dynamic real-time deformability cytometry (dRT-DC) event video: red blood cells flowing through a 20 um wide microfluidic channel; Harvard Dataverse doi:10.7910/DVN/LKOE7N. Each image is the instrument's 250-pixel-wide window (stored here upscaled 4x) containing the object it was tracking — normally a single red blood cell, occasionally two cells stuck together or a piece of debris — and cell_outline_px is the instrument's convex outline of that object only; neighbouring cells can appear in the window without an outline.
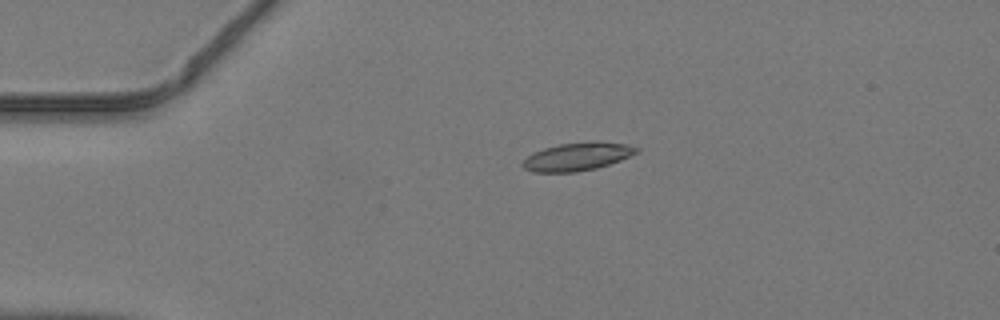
{"species": "common noctule bat (a hibernating species)", "species_latin": "Nyctalus noctula", "temperature_condition": "warm", "stored_images_in_passage": 37, "camera_frame_rate_fps": 3000, "um_per_image_px": 0.085, "animal": {"sex": "male", "body_mass_g": 19.2, "forearm_length_mm": 51.8}, "frame": {"image": 1, "passage_image": 1, "time_ms": 0.0, "image_size_px": [1000, 320], "cell_outline_px": [[640, 152], [620, 160], [596, 168], [576, 172], [532, 172], [524, 168], [520, 164], [532, 152], [544, 148], [560, 144], [596, 140], [628, 144], [640, 148]], "centroid_in_image_um": [49.1, 13.29], "position_along_channel_um": 35.9, "area_um2": 18.84}}
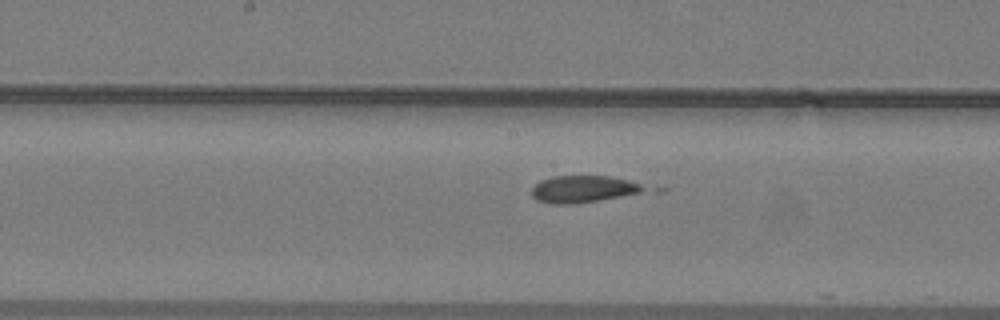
{"frame": {"image": 2, "passage_image": 15, "time_ms": 4.667, "image_size_px": [1000, 320], "cell_outline_px": [[648, 188], [640, 192], [620, 196], [572, 204], [552, 204], [536, 200], [532, 196], [532, 188], [540, 180], [556, 176], [608, 176], [628, 180], [640, 184]], "centroid_in_image_um": [49.52, 16.07], "position_along_channel_um": 198.7, "area_um2": 17.34}}
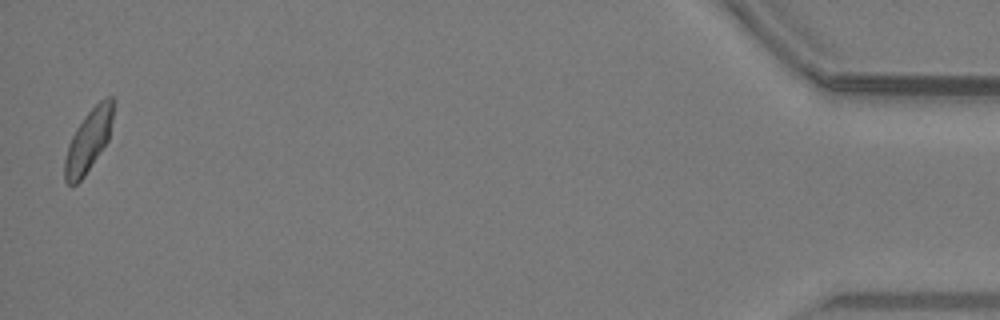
{"frame": {"image": 3, "passage_image": 37, "time_ms": 12.0, "image_size_px": [1000, 320], "cell_outline_px": [[116, 100], [108, 140], [84, 176], [76, 184], [68, 184], [64, 180], [64, 160], [68, 144], [76, 128], [84, 116], [104, 96], [112, 96]], "centroid_in_image_um": [7.53, 11.9], "position_along_channel_um": 427.7, "area_um2": 17.63}}